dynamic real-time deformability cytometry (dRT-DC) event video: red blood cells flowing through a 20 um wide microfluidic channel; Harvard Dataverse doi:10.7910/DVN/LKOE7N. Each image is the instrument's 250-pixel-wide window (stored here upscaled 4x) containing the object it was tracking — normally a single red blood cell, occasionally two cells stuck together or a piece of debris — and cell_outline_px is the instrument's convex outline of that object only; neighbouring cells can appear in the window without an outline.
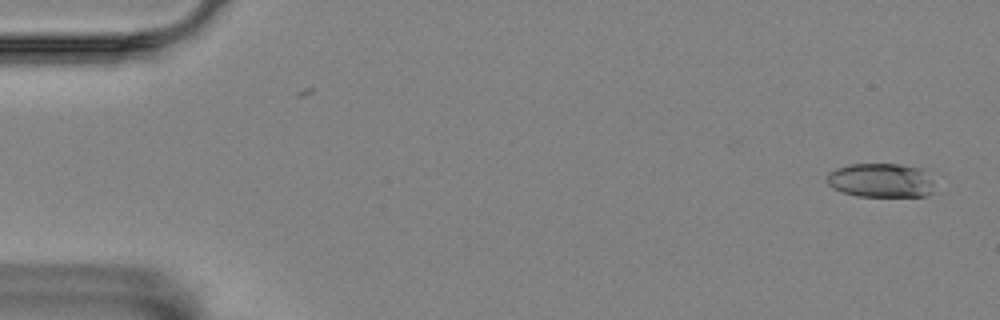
{"species": "Egyptian fruit bat (a non-hibernating species)", "species_latin": "Rousettus aegyptiacus", "temperature_condition": "room temperature", "stored_images_in_passage": 5, "camera_frame_rate_fps": 3000, "um_per_image_px": 0.085, "animal": {"sex": "female"}, "frame": {"image": 1, "passage_image": 1, "time_ms": 0.0, "image_size_px": [1000, 320], "cell_outline_px": [[940, 192], [928, 196], [856, 196], [832, 188], [824, 180], [828, 172], [836, 168], [848, 164], [900, 164], [920, 168]], "centroid_in_image_um": [74.88, 15.34], "position_along_channel_um": 10.1, "area_um2": 21.79}}
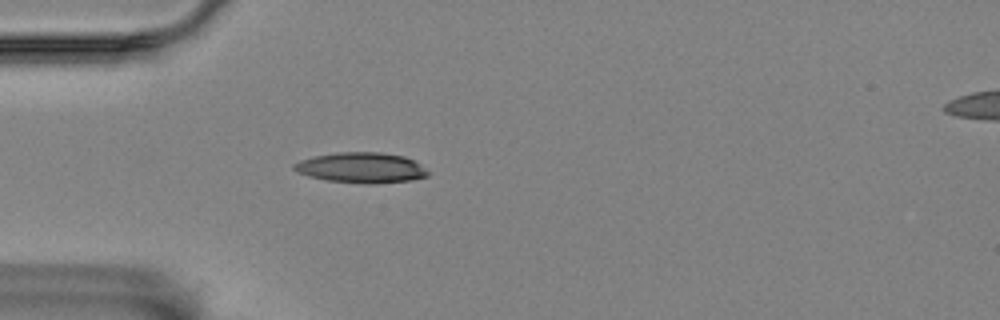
{"frame": {"image": 2, "passage_image": 5, "time_ms": 1.333, "image_size_px": [1000, 320], "cell_outline_px": [[428, 176], [412, 180], [376, 184], [368, 184], [328, 180], [308, 176], [292, 168], [292, 164], [300, 160], [312, 156], [336, 152], [380, 152], [404, 156], [420, 164], [428, 172]], "centroid_in_image_um": [30.7, 14.25], "position_along_channel_um": 54.3, "area_um2": 23.76}}